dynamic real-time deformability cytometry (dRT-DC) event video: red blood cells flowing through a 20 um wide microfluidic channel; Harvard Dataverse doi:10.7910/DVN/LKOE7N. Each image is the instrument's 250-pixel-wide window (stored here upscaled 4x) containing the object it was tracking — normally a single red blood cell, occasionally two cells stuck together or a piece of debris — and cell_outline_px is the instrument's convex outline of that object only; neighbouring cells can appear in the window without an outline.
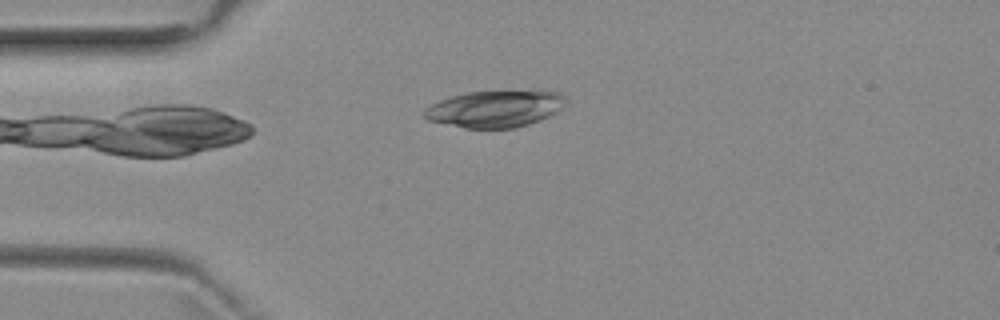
{"species": "common noctule bat (a hibernating species)", "species_latin": "Nyctalus noctula", "temperature_condition": "room temperature", "stored_images_in_passage": 3, "camera_frame_rate_fps": 3000, "um_per_image_px": 0.085, "animal": {"sex": "female", "body_mass_g": 29.2, "forearm_length_mm": 56.3}, "frame": {"image": 1, "passage_image": 1, "time_ms": 0.0, "image_size_px": [1000, 320], "cell_outline_px": [[568, 100], [556, 112], [540, 120], [516, 128], [464, 128], [428, 120], [424, 116], [424, 108], [440, 100], [452, 96], [468, 92], [560, 92]], "centroid_in_image_um": [42.05, 9.27], "position_along_channel_um": 42.9, "area_um2": 29.77}}
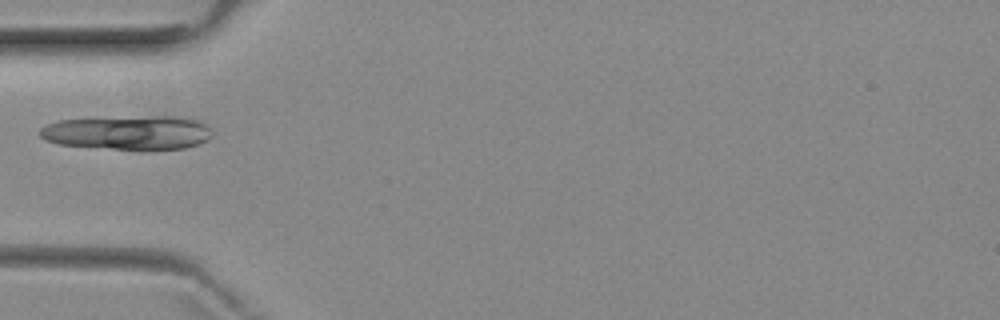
{"frame": {"image": 2, "passage_image": 2, "time_ms": 1.333, "image_size_px": [1000, 320], "cell_outline_px": [[212, 136], [208, 140], [200, 144], [184, 148], [112, 148], [56, 144], [44, 140], [40, 136], [40, 128], [56, 120], [92, 116], [192, 116], [200, 120], [212, 132]], "centroid_in_image_um": [10.86, 11.21], "position_along_channel_um": 74.1, "area_um2": 34.85}}
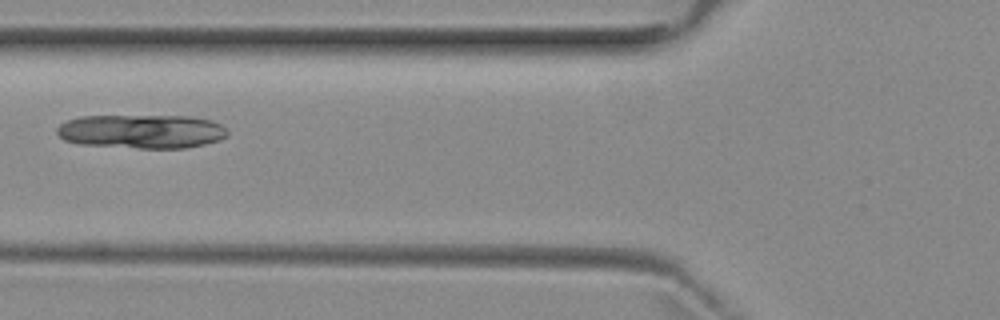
{"frame": {"image": 3, "passage_image": 3, "time_ms": 2.333, "image_size_px": [1000, 320], "cell_outline_px": [[228, 136], [220, 140], [204, 144], [184, 148], [136, 148], [80, 144], [64, 140], [56, 132], [56, 128], [60, 124], [68, 120], [80, 116], [188, 116], [212, 120], [220, 124], [228, 132]], "centroid_in_image_um": [12.04, 11.17], "position_along_channel_um": 113.8, "area_um2": 33.81}}